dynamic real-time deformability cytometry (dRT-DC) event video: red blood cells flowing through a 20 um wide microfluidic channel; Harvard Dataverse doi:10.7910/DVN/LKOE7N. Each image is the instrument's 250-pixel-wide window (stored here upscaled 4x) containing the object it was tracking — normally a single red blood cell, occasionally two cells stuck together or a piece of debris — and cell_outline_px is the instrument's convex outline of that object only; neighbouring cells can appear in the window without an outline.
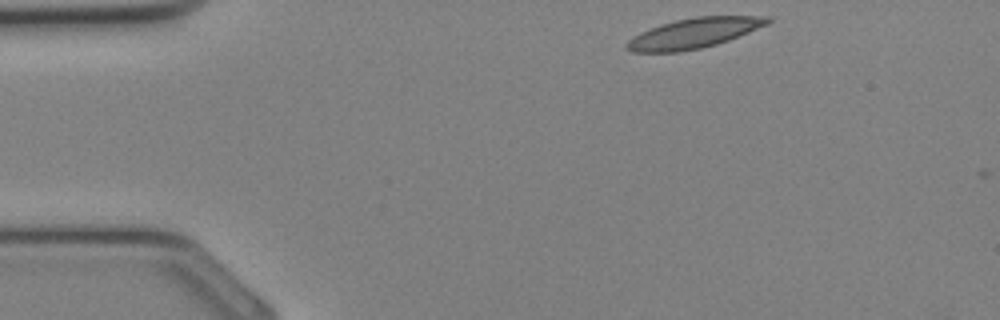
{"species": "Egyptian fruit bat (a non-hibernating species)", "species_latin": "Rousettus aegyptiacus", "temperature_condition": "cold", "stored_images_in_passage": 3, "camera_frame_rate_fps": 3000, "um_per_image_px": 0.085, "animal": {"sex": "female"}, "frame": {"image": 1, "passage_image": 1, "time_ms": 0.0, "image_size_px": [1000, 320], "cell_outline_px": [[772, 20], [768, 24], [728, 40], [716, 44], [700, 48], [676, 52], [632, 52], [624, 48], [624, 44], [632, 36], [640, 32], [660, 24], [676, 20], [696, 16], [772, 16]], "centroid_in_image_um": [58.94, 2.81], "position_along_channel_um": 26.1, "area_um2": 24.68}}